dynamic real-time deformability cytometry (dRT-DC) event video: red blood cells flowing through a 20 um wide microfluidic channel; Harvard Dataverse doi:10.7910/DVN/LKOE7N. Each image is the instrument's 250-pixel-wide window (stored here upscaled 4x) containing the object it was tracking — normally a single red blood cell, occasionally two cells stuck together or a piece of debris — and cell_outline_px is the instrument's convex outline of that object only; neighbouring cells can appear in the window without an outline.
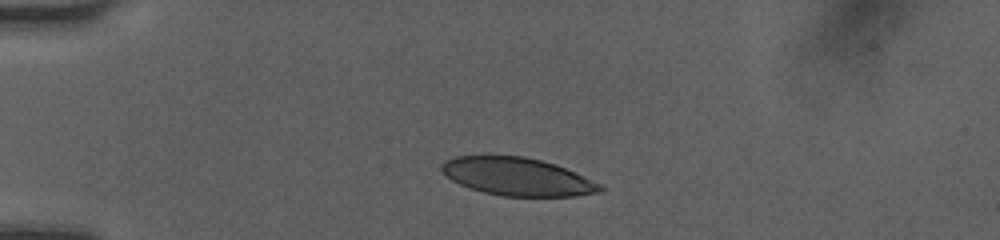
{"species": "human", "species_latin": "Homo sapiens", "temperature_condition": "room temperature", "stored_images_in_passage": 38, "camera_frame_rate_fps": 3000, "um_per_image_px": 0.085, "donor": {"sex": "female"}, "frame": {"image": 1, "passage_image": 1, "time_ms": 0.0, "image_size_px": [1000, 240], "cell_outline_px": [[604, 188], [600, 192], [576, 196], [504, 196], [484, 192], [460, 184], [452, 180], [440, 168], [440, 164], [444, 160], [456, 156], [524, 156], [556, 164], [604, 184]], "centroid_in_image_um": [44.02, 15.01], "position_along_channel_um": 41.0, "area_um2": 34.97}}
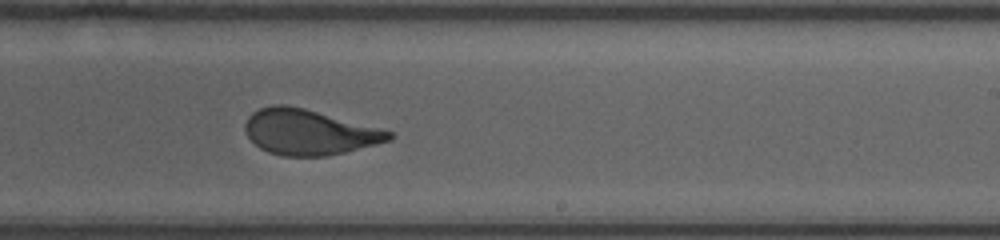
{"frame": {"image": 2, "passage_image": 20, "time_ms": 6.333, "image_size_px": [1000, 240], "cell_outline_px": [[392, 140], [328, 156], [284, 156], [268, 152], [260, 148], [248, 136], [244, 128], [244, 124], [248, 116], [252, 112], [260, 108], [276, 104], [284, 104], [304, 108], [380, 128], [392, 132]], "centroid_in_image_um": [26.24, 11.23], "position_along_channel_um": 262.8, "area_um2": 37.86}}
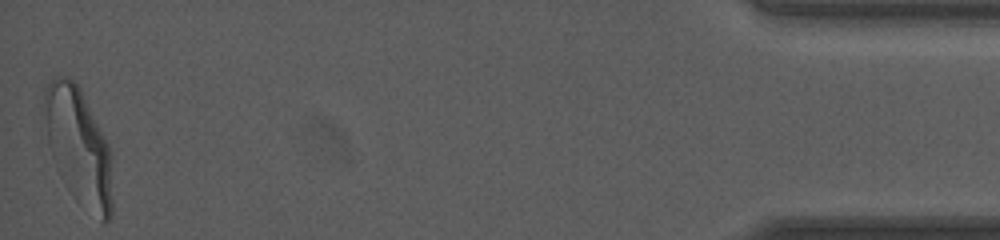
{"frame": {"image": 3, "passage_image": 38, "time_ms": 12.333, "image_size_px": [1000, 240], "cell_outline_px": [[112, 216], [104, 224], [52, 156], [48, 144], [40, 104], [44, 92], [48, 84], [56, 76], [64, 76], [72, 80], [80, 88], [108, 144], [112, 200]], "centroid_in_image_um": [6.64, 12.19], "position_along_channel_um": 428.6, "area_um2": 43.41}, "authors_computed_cell_mechanics": {"area_um2": 38.7838, "velocity_mm_per_s": 4.1531, "shape_relaxation_time_tau1_ms": 3.9705, "shape_relaxation_time_tau2_ms": 0.6417, "deformation_change_tau1": 0.1916, "deformation_change_tau2": 0.0849}}